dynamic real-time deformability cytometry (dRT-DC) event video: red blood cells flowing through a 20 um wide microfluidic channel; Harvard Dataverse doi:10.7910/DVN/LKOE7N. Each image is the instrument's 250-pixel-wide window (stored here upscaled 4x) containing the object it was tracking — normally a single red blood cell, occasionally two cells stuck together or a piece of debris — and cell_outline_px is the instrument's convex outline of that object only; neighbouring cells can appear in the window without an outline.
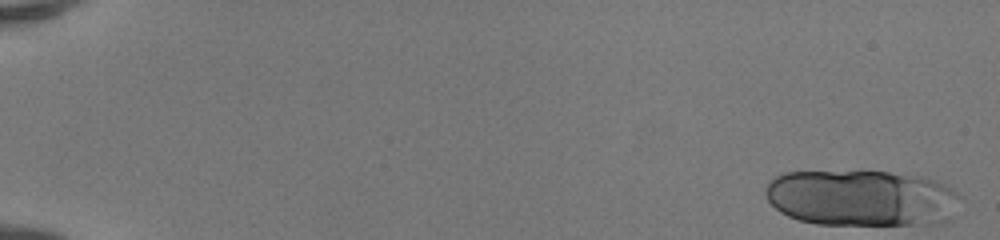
{"species": "human", "species_latin": "Homo sapiens", "temperature_condition": "room temperature", "stored_images_in_passage": 30, "camera_frame_rate_fps": 3000, "um_per_image_px": 0.085, "donor": {"sex": "female"}, "frame": {"image": 1, "passage_image": 1, "time_ms": 0.0, "image_size_px": [1000, 240], "cell_outline_px": [[964, 196], [948, 220], [936, 224], [816, 224], [800, 220], [788, 216], [780, 212], [768, 200], [764, 192], [764, 188], [776, 176], [784, 172], [888, 172], [924, 176], [948, 184]], "centroid_in_image_um": [73.31, 16.83], "position_along_channel_um": 11.7, "area_um2": 64.45}}
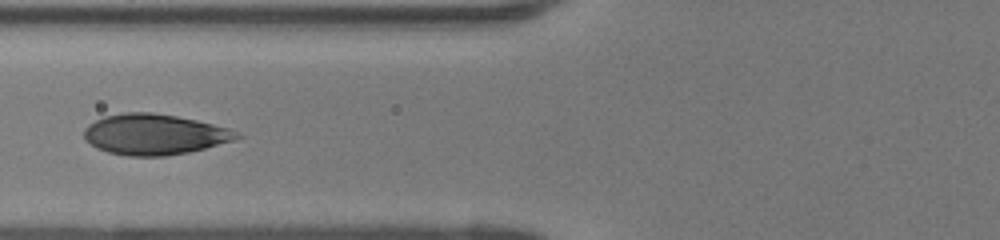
{"frame": {"image": 2, "passage_image": 22, "time_ms": 7.0, "image_size_px": [1000, 240], "cell_outline_px": [[244, 136], [236, 140], [188, 152], [168, 156], [128, 156], [108, 152], [96, 148], [84, 140], [84, 128], [88, 124], [104, 116], [124, 112], [152, 112], [176, 116], [196, 120], [228, 128], [240, 132]], "centroid_in_image_um": [13.12, 11.42], "position_along_channel_um": 112.7, "area_um2": 36.41}}
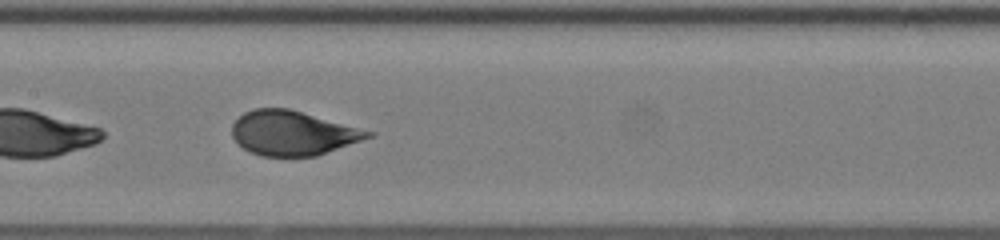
{"frame": {"image": 3, "passage_image": 27, "time_ms": 8.667, "image_size_px": [1000, 240], "cell_outline_px": [[376, 132], [372, 136], [316, 156], [260, 156], [248, 152], [232, 136], [232, 124], [244, 112], [252, 108], [288, 108]], "centroid_in_image_um": [24.86, 11.3], "position_along_channel_um": 182.5, "area_um2": 35.08}}